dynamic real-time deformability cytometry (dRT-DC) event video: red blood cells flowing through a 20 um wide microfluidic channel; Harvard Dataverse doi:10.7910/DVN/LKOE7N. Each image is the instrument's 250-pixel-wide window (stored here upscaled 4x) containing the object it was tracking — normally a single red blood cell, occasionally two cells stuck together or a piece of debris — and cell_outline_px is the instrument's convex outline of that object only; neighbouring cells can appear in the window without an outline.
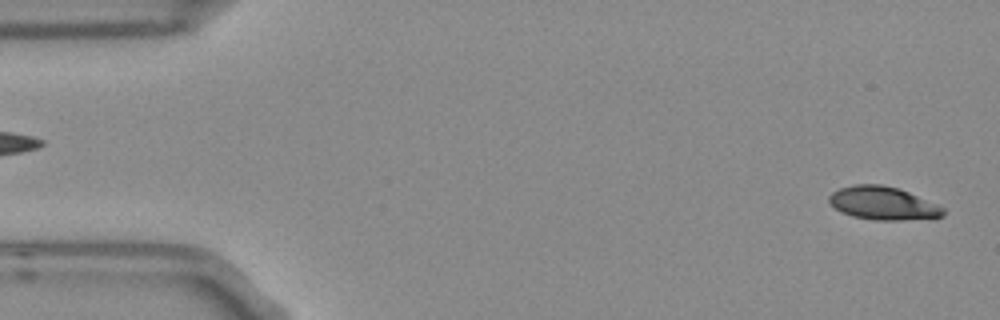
{"species": "Egyptian fruit bat (a non-hibernating species)", "species_latin": "Rousettus aegyptiacus", "temperature_condition": "room temperature", "stored_images_in_passage": 4, "camera_frame_rate_fps": 3000, "um_per_image_px": 0.085, "frame": {"image": 1, "passage_image": 1, "time_ms": 0.0, "image_size_px": [1000, 320], "cell_outline_px": [[944, 216], [932, 220], [876, 220], [852, 216], [840, 212], [828, 200], [828, 196], [832, 192], [840, 188], [856, 184], [880, 184], [900, 188], [936, 204], [944, 208]], "centroid_in_image_um": [75.1, 17.29], "position_along_channel_um": 9.9, "area_um2": 22.37}}
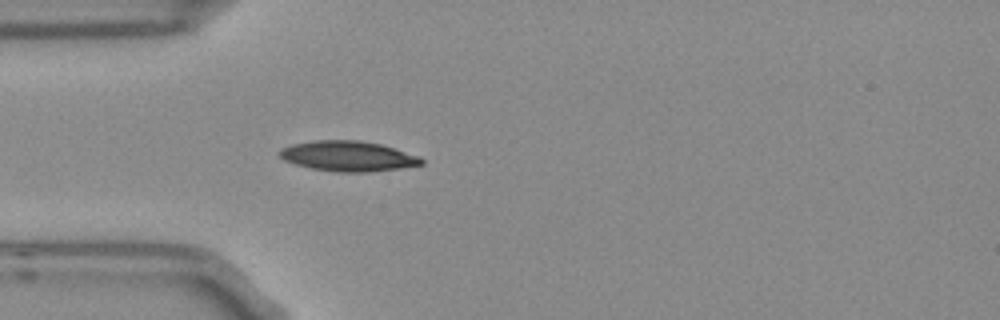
{"frame": {"image": 2, "passage_image": 4, "time_ms": 1.0, "image_size_px": [1000, 320], "cell_outline_px": [[424, 164], [400, 168], [368, 172], [336, 172], [312, 168], [296, 164], [284, 160], [280, 156], [280, 152], [284, 148], [292, 144], [316, 140], [360, 140], [380, 144], [420, 156], [424, 160]], "centroid_in_image_um": [29.63, 13.27], "position_along_channel_um": 55.4, "area_um2": 24.8}}